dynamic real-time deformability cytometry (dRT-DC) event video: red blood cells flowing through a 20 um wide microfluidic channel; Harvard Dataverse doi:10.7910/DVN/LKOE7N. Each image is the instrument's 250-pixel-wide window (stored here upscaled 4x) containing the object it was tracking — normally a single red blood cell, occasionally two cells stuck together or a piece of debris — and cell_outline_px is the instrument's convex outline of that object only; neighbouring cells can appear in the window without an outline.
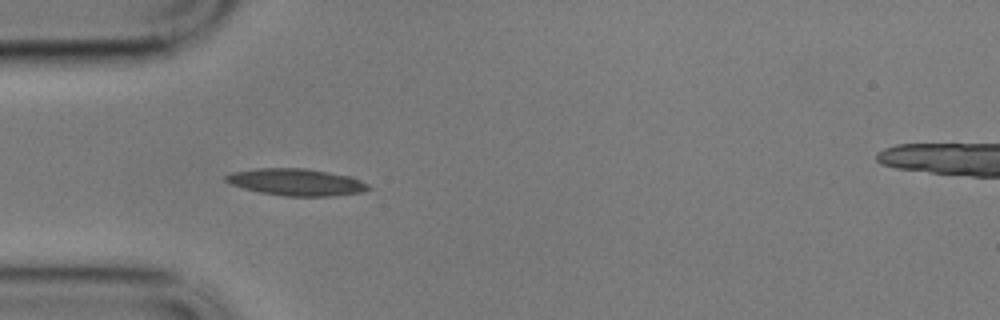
{"species": "common noctule bat (a hibernating species)", "species_latin": "Nyctalus noctula", "temperature_condition": "cold", "stored_images_in_passage": 40, "camera_frame_rate_fps": 3000, "um_per_image_px": 0.085, "animal": {"sex": "male", "body_mass_g": 17.9}, "frame": {"image": 1, "passage_image": 16, "time_ms": 5.0, "image_size_px": [1000, 320], "cell_outline_px": [[372, 188], [360, 192], [332, 196], [284, 196], [260, 192], [244, 188], [232, 184], [224, 180], [224, 176], [232, 172], [256, 168], [308, 168], [352, 176], [368, 184]], "centroid_in_image_um": [25.2, 15.47], "position_along_channel_um": 59.8, "area_um2": 22.43}}
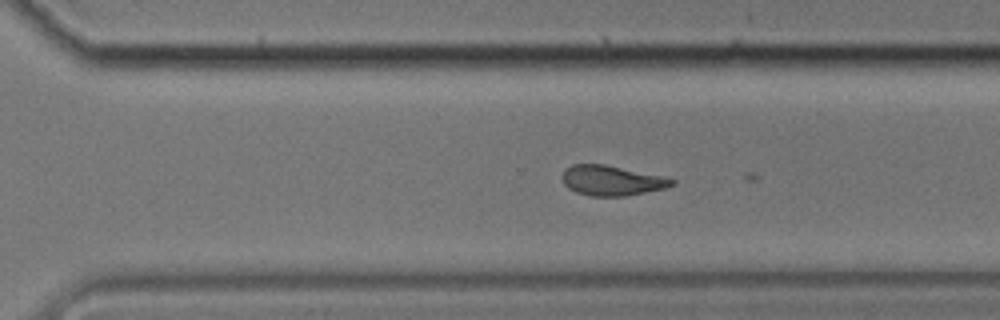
{"frame": {"image": 2, "passage_image": 39, "time_ms": 12.667, "image_size_px": [1000, 320], "cell_outline_px": [[676, 184], [664, 188], [624, 196], [592, 196], [576, 192], [568, 188], [564, 184], [564, 168], [572, 164], [604, 164], [660, 176], [676, 180]], "centroid_in_image_um": [51.97, 15.34], "position_along_channel_um": 318.6, "area_um2": 18.84}}